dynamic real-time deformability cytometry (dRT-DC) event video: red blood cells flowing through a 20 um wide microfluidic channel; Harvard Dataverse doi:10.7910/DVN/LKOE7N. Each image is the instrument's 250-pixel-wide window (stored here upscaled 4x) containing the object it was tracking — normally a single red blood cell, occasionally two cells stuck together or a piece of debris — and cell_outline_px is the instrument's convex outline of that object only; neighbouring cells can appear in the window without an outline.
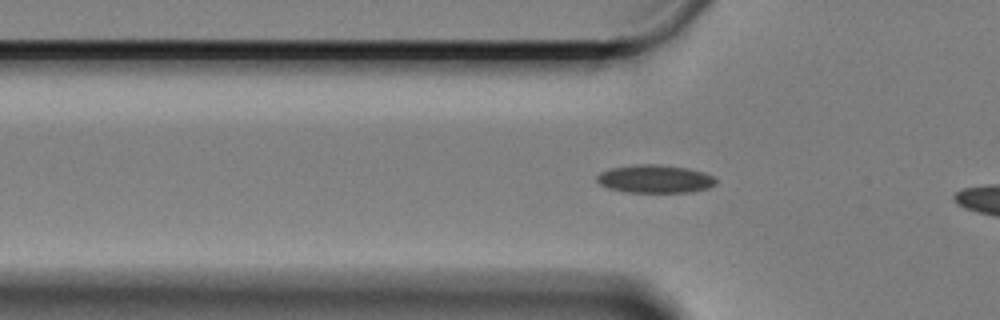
{"species": "Egyptian fruit bat (a non-hibernating species)", "species_latin": "Rousettus aegyptiacus", "temperature_condition": "cold", "stored_images_in_passage": 40, "camera_frame_rate_fps": 3000, "um_per_image_px": 0.085, "animal": {"sex": "female"}, "frame": {"image": 1, "passage_image": 10, "time_ms": 3.0, "image_size_px": [1000, 320], "cell_outline_px": [[716, 184], [708, 188], [692, 192], [624, 192], [608, 188], [600, 184], [596, 180], [596, 176], [600, 172], [612, 168], [636, 164], [660, 164], [688, 168], [704, 172], [712, 176], [716, 180]], "centroid_in_image_um": [55.67, 15.21], "position_along_channel_um": 70.1, "area_um2": 19.59}}
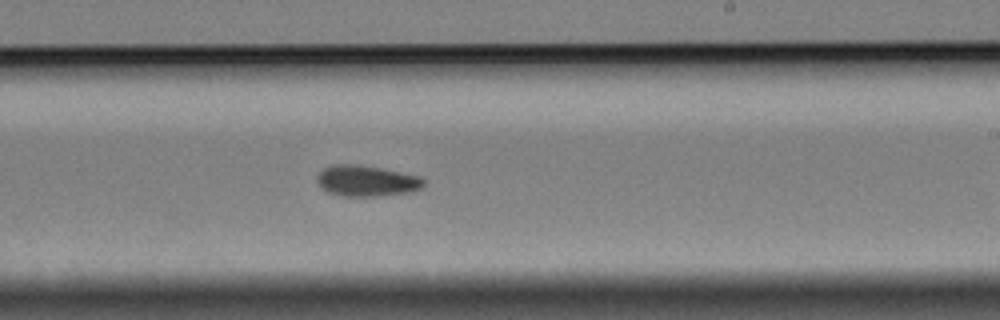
{"frame": {"image": 2, "passage_image": 27, "time_ms": 8.667, "image_size_px": [1000, 320], "cell_outline_px": [[424, 188], [412, 192], [376, 196], [344, 196], [328, 192], [320, 188], [316, 180], [316, 176], [324, 168], [332, 164], [356, 164], [380, 168], [424, 176]], "centroid_in_image_um": [31.18, 15.37], "position_along_channel_um": 257.8, "area_um2": 19.54}}
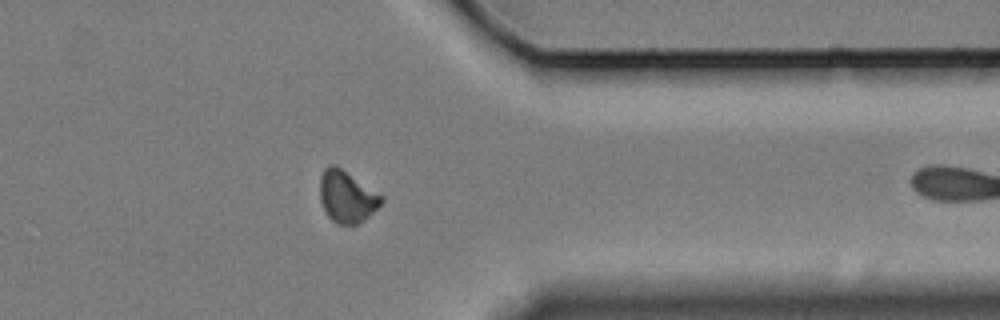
{"frame": {"image": 3, "passage_image": 39, "time_ms": 12.667, "image_size_px": [1000, 320], "cell_outline_px": [[384, 200], [364, 220], [356, 224], [340, 224], [332, 220], [328, 216], [320, 200], [320, 176], [324, 168], [328, 164], [336, 164], [384, 196]], "centroid_in_image_um": [29.47, 16.67], "position_along_channel_um": 381.9, "area_um2": 18.55}}